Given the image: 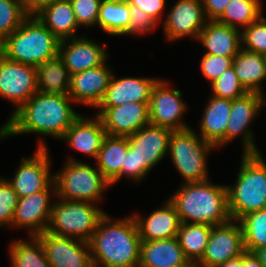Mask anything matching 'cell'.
Listing matches in <instances>:
<instances>
[{"instance_id": "cell-1", "label": "cell", "mask_w": 266, "mask_h": 267, "mask_svg": "<svg viewBox=\"0 0 266 267\" xmlns=\"http://www.w3.org/2000/svg\"><path fill=\"white\" fill-rule=\"evenodd\" d=\"M68 94L36 92L0 126V141L9 137L38 134L60 140L81 115Z\"/></svg>"}, {"instance_id": "cell-2", "label": "cell", "mask_w": 266, "mask_h": 267, "mask_svg": "<svg viewBox=\"0 0 266 267\" xmlns=\"http://www.w3.org/2000/svg\"><path fill=\"white\" fill-rule=\"evenodd\" d=\"M112 217L100 219L89 241L93 267H139L142 241L132 212Z\"/></svg>"}, {"instance_id": "cell-3", "label": "cell", "mask_w": 266, "mask_h": 267, "mask_svg": "<svg viewBox=\"0 0 266 267\" xmlns=\"http://www.w3.org/2000/svg\"><path fill=\"white\" fill-rule=\"evenodd\" d=\"M179 186L168 199L174 204L181 223L216 226L231 220L226 184L212 183L210 178Z\"/></svg>"}, {"instance_id": "cell-4", "label": "cell", "mask_w": 266, "mask_h": 267, "mask_svg": "<svg viewBox=\"0 0 266 267\" xmlns=\"http://www.w3.org/2000/svg\"><path fill=\"white\" fill-rule=\"evenodd\" d=\"M226 186L231 220L266 208V159L262 153H242L236 181Z\"/></svg>"}, {"instance_id": "cell-5", "label": "cell", "mask_w": 266, "mask_h": 267, "mask_svg": "<svg viewBox=\"0 0 266 267\" xmlns=\"http://www.w3.org/2000/svg\"><path fill=\"white\" fill-rule=\"evenodd\" d=\"M59 43L60 40L36 16H28L0 43V53L11 61L36 68L58 55Z\"/></svg>"}, {"instance_id": "cell-6", "label": "cell", "mask_w": 266, "mask_h": 267, "mask_svg": "<svg viewBox=\"0 0 266 267\" xmlns=\"http://www.w3.org/2000/svg\"><path fill=\"white\" fill-rule=\"evenodd\" d=\"M57 173H54L56 197L64 200L103 202L105 191L112 188L100 170L90 163L68 157Z\"/></svg>"}, {"instance_id": "cell-7", "label": "cell", "mask_w": 266, "mask_h": 267, "mask_svg": "<svg viewBox=\"0 0 266 267\" xmlns=\"http://www.w3.org/2000/svg\"><path fill=\"white\" fill-rule=\"evenodd\" d=\"M215 150L216 148L205 142L192 127L172 131L167 156L170 155L172 164L181 175L180 184L210 179L207 156Z\"/></svg>"}, {"instance_id": "cell-8", "label": "cell", "mask_w": 266, "mask_h": 267, "mask_svg": "<svg viewBox=\"0 0 266 267\" xmlns=\"http://www.w3.org/2000/svg\"><path fill=\"white\" fill-rule=\"evenodd\" d=\"M47 232L89 242L100 219L107 213L98 204L55 197Z\"/></svg>"}, {"instance_id": "cell-9", "label": "cell", "mask_w": 266, "mask_h": 267, "mask_svg": "<svg viewBox=\"0 0 266 267\" xmlns=\"http://www.w3.org/2000/svg\"><path fill=\"white\" fill-rule=\"evenodd\" d=\"M37 148L31 157H22L14 176L5 177L18 197L29 196L47 189L54 182L51 171L52 158L45 138L38 137Z\"/></svg>"}, {"instance_id": "cell-10", "label": "cell", "mask_w": 266, "mask_h": 267, "mask_svg": "<svg viewBox=\"0 0 266 267\" xmlns=\"http://www.w3.org/2000/svg\"><path fill=\"white\" fill-rule=\"evenodd\" d=\"M170 84L165 78H159L152 88L149 100V123L181 131L192 126L188 125L184 115L187 113V103L182 98V91Z\"/></svg>"}, {"instance_id": "cell-11", "label": "cell", "mask_w": 266, "mask_h": 267, "mask_svg": "<svg viewBox=\"0 0 266 267\" xmlns=\"http://www.w3.org/2000/svg\"><path fill=\"white\" fill-rule=\"evenodd\" d=\"M261 112L260 93L248 92L240 98L231 100V112L225 131V147L240 137L243 154L261 153L255 134L251 130L252 123L260 117Z\"/></svg>"}, {"instance_id": "cell-12", "label": "cell", "mask_w": 266, "mask_h": 267, "mask_svg": "<svg viewBox=\"0 0 266 267\" xmlns=\"http://www.w3.org/2000/svg\"><path fill=\"white\" fill-rule=\"evenodd\" d=\"M36 79L35 67L11 61L0 53V97L15 106L8 118L38 92Z\"/></svg>"}, {"instance_id": "cell-13", "label": "cell", "mask_w": 266, "mask_h": 267, "mask_svg": "<svg viewBox=\"0 0 266 267\" xmlns=\"http://www.w3.org/2000/svg\"><path fill=\"white\" fill-rule=\"evenodd\" d=\"M162 18L165 41L174 43L183 38L198 40L206 22L202 0H177Z\"/></svg>"}, {"instance_id": "cell-14", "label": "cell", "mask_w": 266, "mask_h": 267, "mask_svg": "<svg viewBox=\"0 0 266 267\" xmlns=\"http://www.w3.org/2000/svg\"><path fill=\"white\" fill-rule=\"evenodd\" d=\"M56 197V186L53 182L47 189L20 197L16 205L13 229H25L28 236H38L46 231L50 219L52 200Z\"/></svg>"}, {"instance_id": "cell-15", "label": "cell", "mask_w": 266, "mask_h": 267, "mask_svg": "<svg viewBox=\"0 0 266 267\" xmlns=\"http://www.w3.org/2000/svg\"><path fill=\"white\" fill-rule=\"evenodd\" d=\"M245 252L243 232L239 221L230 220L213 226L208 244L197 267H217Z\"/></svg>"}, {"instance_id": "cell-16", "label": "cell", "mask_w": 266, "mask_h": 267, "mask_svg": "<svg viewBox=\"0 0 266 267\" xmlns=\"http://www.w3.org/2000/svg\"><path fill=\"white\" fill-rule=\"evenodd\" d=\"M172 130L147 124L128 136L129 146L134 150L136 168H143L148 174L166 158Z\"/></svg>"}, {"instance_id": "cell-17", "label": "cell", "mask_w": 266, "mask_h": 267, "mask_svg": "<svg viewBox=\"0 0 266 267\" xmlns=\"http://www.w3.org/2000/svg\"><path fill=\"white\" fill-rule=\"evenodd\" d=\"M106 43L82 35L60 41L58 55L70 74L95 68L109 61Z\"/></svg>"}, {"instance_id": "cell-18", "label": "cell", "mask_w": 266, "mask_h": 267, "mask_svg": "<svg viewBox=\"0 0 266 267\" xmlns=\"http://www.w3.org/2000/svg\"><path fill=\"white\" fill-rule=\"evenodd\" d=\"M149 102H128L113 107H96L106 135L128 137L149 124Z\"/></svg>"}, {"instance_id": "cell-19", "label": "cell", "mask_w": 266, "mask_h": 267, "mask_svg": "<svg viewBox=\"0 0 266 267\" xmlns=\"http://www.w3.org/2000/svg\"><path fill=\"white\" fill-rule=\"evenodd\" d=\"M37 237L52 267H93L89 242L47 231Z\"/></svg>"}, {"instance_id": "cell-20", "label": "cell", "mask_w": 266, "mask_h": 267, "mask_svg": "<svg viewBox=\"0 0 266 267\" xmlns=\"http://www.w3.org/2000/svg\"><path fill=\"white\" fill-rule=\"evenodd\" d=\"M113 71L107 61L101 66L72 74L68 95L75 104L95 109L105 95Z\"/></svg>"}, {"instance_id": "cell-21", "label": "cell", "mask_w": 266, "mask_h": 267, "mask_svg": "<svg viewBox=\"0 0 266 267\" xmlns=\"http://www.w3.org/2000/svg\"><path fill=\"white\" fill-rule=\"evenodd\" d=\"M106 136L100 117H86L81 114L67 129L60 141L66 143L70 150L79 152L96 160L104 137Z\"/></svg>"}, {"instance_id": "cell-22", "label": "cell", "mask_w": 266, "mask_h": 267, "mask_svg": "<svg viewBox=\"0 0 266 267\" xmlns=\"http://www.w3.org/2000/svg\"><path fill=\"white\" fill-rule=\"evenodd\" d=\"M159 77H116L113 73L109 86L97 107H113L128 102H149L152 88Z\"/></svg>"}, {"instance_id": "cell-23", "label": "cell", "mask_w": 266, "mask_h": 267, "mask_svg": "<svg viewBox=\"0 0 266 267\" xmlns=\"http://www.w3.org/2000/svg\"><path fill=\"white\" fill-rule=\"evenodd\" d=\"M133 217L137 223L141 241H156L177 237L181 221L174 204L166 198L162 206L146 215L135 211Z\"/></svg>"}, {"instance_id": "cell-24", "label": "cell", "mask_w": 266, "mask_h": 267, "mask_svg": "<svg viewBox=\"0 0 266 267\" xmlns=\"http://www.w3.org/2000/svg\"><path fill=\"white\" fill-rule=\"evenodd\" d=\"M199 122L198 135L216 149L225 148V131L231 112V100L209 95Z\"/></svg>"}, {"instance_id": "cell-25", "label": "cell", "mask_w": 266, "mask_h": 267, "mask_svg": "<svg viewBox=\"0 0 266 267\" xmlns=\"http://www.w3.org/2000/svg\"><path fill=\"white\" fill-rule=\"evenodd\" d=\"M197 41L205 54L234 58L241 49V31L217 20H208Z\"/></svg>"}, {"instance_id": "cell-26", "label": "cell", "mask_w": 266, "mask_h": 267, "mask_svg": "<svg viewBox=\"0 0 266 267\" xmlns=\"http://www.w3.org/2000/svg\"><path fill=\"white\" fill-rule=\"evenodd\" d=\"M177 237L156 241H142L139 267H188Z\"/></svg>"}, {"instance_id": "cell-27", "label": "cell", "mask_w": 266, "mask_h": 267, "mask_svg": "<svg viewBox=\"0 0 266 267\" xmlns=\"http://www.w3.org/2000/svg\"><path fill=\"white\" fill-rule=\"evenodd\" d=\"M60 41L78 37L80 31L70 0H57L35 15Z\"/></svg>"}, {"instance_id": "cell-28", "label": "cell", "mask_w": 266, "mask_h": 267, "mask_svg": "<svg viewBox=\"0 0 266 267\" xmlns=\"http://www.w3.org/2000/svg\"><path fill=\"white\" fill-rule=\"evenodd\" d=\"M128 147V137L106 135L103 139L95 164L112 187L121 181L122 164Z\"/></svg>"}, {"instance_id": "cell-29", "label": "cell", "mask_w": 266, "mask_h": 267, "mask_svg": "<svg viewBox=\"0 0 266 267\" xmlns=\"http://www.w3.org/2000/svg\"><path fill=\"white\" fill-rule=\"evenodd\" d=\"M236 75L248 92L261 93L266 80V60L264 55L243 48L233 59Z\"/></svg>"}, {"instance_id": "cell-30", "label": "cell", "mask_w": 266, "mask_h": 267, "mask_svg": "<svg viewBox=\"0 0 266 267\" xmlns=\"http://www.w3.org/2000/svg\"><path fill=\"white\" fill-rule=\"evenodd\" d=\"M36 78L38 92L68 94L71 74L59 55L37 66Z\"/></svg>"}, {"instance_id": "cell-31", "label": "cell", "mask_w": 266, "mask_h": 267, "mask_svg": "<svg viewBox=\"0 0 266 267\" xmlns=\"http://www.w3.org/2000/svg\"><path fill=\"white\" fill-rule=\"evenodd\" d=\"M130 17L127 1L102 0L97 27L108 36H128Z\"/></svg>"}, {"instance_id": "cell-32", "label": "cell", "mask_w": 266, "mask_h": 267, "mask_svg": "<svg viewBox=\"0 0 266 267\" xmlns=\"http://www.w3.org/2000/svg\"><path fill=\"white\" fill-rule=\"evenodd\" d=\"M7 249L10 267H52L37 236L14 238Z\"/></svg>"}, {"instance_id": "cell-33", "label": "cell", "mask_w": 266, "mask_h": 267, "mask_svg": "<svg viewBox=\"0 0 266 267\" xmlns=\"http://www.w3.org/2000/svg\"><path fill=\"white\" fill-rule=\"evenodd\" d=\"M213 226L199 223H181L177 238L185 257L196 264L203 256Z\"/></svg>"}, {"instance_id": "cell-34", "label": "cell", "mask_w": 266, "mask_h": 267, "mask_svg": "<svg viewBox=\"0 0 266 267\" xmlns=\"http://www.w3.org/2000/svg\"><path fill=\"white\" fill-rule=\"evenodd\" d=\"M262 1L231 0L217 21L241 31L263 14Z\"/></svg>"}, {"instance_id": "cell-35", "label": "cell", "mask_w": 266, "mask_h": 267, "mask_svg": "<svg viewBox=\"0 0 266 267\" xmlns=\"http://www.w3.org/2000/svg\"><path fill=\"white\" fill-rule=\"evenodd\" d=\"M247 252L266 247V208L250 212L239 220Z\"/></svg>"}, {"instance_id": "cell-36", "label": "cell", "mask_w": 266, "mask_h": 267, "mask_svg": "<svg viewBox=\"0 0 266 267\" xmlns=\"http://www.w3.org/2000/svg\"><path fill=\"white\" fill-rule=\"evenodd\" d=\"M28 17L21 0H0V43Z\"/></svg>"}, {"instance_id": "cell-37", "label": "cell", "mask_w": 266, "mask_h": 267, "mask_svg": "<svg viewBox=\"0 0 266 267\" xmlns=\"http://www.w3.org/2000/svg\"><path fill=\"white\" fill-rule=\"evenodd\" d=\"M211 94L217 98L234 100L248 93L240 83L233 66L228 68L210 85Z\"/></svg>"}, {"instance_id": "cell-38", "label": "cell", "mask_w": 266, "mask_h": 267, "mask_svg": "<svg viewBox=\"0 0 266 267\" xmlns=\"http://www.w3.org/2000/svg\"><path fill=\"white\" fill-rule=\"evenodd\" d=\"M241 48L266 55V17L261 15L248 27L241 30Z\"/></svg>"}, {"instance_id": "cell-39", "label": "cell", "mask_w": 266, "mask_h": 267, "mask_svg": "<svg viewBox=\"0 0 266 267\" xmlns=\"http://www.w3.org/2000/svg\"><path fill=\"white\" fill-rule=\"evenodd\" d=\"M19 197L5 177L0 175V228H12Z\"/></svg>"}, {"instance_id": "cell-40", "label": "cell", "mask_w": 266, "mask_h": 267, "mask_svg": "<svg viewBox=\"0 0 266 267\" xmlns=\"http://www.w3.org/2000/svg\"><path fill=\"white\" fill-rule=\"evenodd\" d=\"M80 29L96 28L102 0H70ZM96 26V27H95Z\"/></svg>"}, {"instance_id": "cell-41", "label": "cell", "mask_w": 266, "mask_h": 267, "mask_svg": "<svg viewBox=\"0 0 266 267\" xmlns=\"http://www.w3.org/2000/svg\"><path fill=\"white\" fill-rule=\"evenodd\" d=\"M233 59L226 56L203 54L200 59V70L209 85L233 65Z\"/></svg>"}, {"instance_id": "cell-42", "label": "cell", "mask_w": 266, "mask_h": 267, "mask_svg": "<svg viewBox=\"0 0 266 267\" xmlns=\"http://www.w3.org/2000/svg\"><path fill=\"white\" fill-rule=\"evenodd\" d=\"M130 7L129 35L142 36L153 32L158 25L146 12L134 5Z\"/></svg>"}, {"instance_id": "cell-43", "label": "cell", "mask_w": 266, "mask_h": 267, "mask_svg": "<svg viewBox=\"0 0 266 267\" xmlns=\"http://www.w3.org/2000/svg\"><path fill=\"white\" fill-rule=\"evenodd\" d=\"M125 178L133 183H141L148 177V173L143 168H136L134 150L129 146L125 155L124 164L121 169V179Z\"/></svg>"}, {"instance_id": "cell-44", "label": "cell", "mask_w": 266, "mask_h": 267, "mask_svg": "<svg viewBox=\"0 0 266 267\" xmlns=\"http://www.w3.org/2000/svg\"><path fill=\"white\" fill-rule=\"evenodd\" d=\"M127 3L146 12L159 25L163 14L166 15L168 0H127Z\"/></svg>"}, {"instance_id": "cell-45", "label": "cell", "mask_w": 266, "mask_h": 267, "mask_svg": "<svg viewBox=\"0 0 266 267\" xmlns=\"http://www.w3.org/2000/svg\"><path fill=\"white\" fill-rule=\"evenodd\" d=\"M231 0H202L204 14L207 20H217L225 11Z\"/></svg>"}, {"instance_id": "cell-46", "label": "cell", "mask_w": 266, "mask_h": 267, "mask_svg": "<svg viewBox=\"0 0 266 267\" xmlns=\"http://www.w3.org/2000/svg\"><path fill=\"white\" fill-rule=\"evenodd\" d=\"M28 16H35L43 8L57 0H21Z\"/></svg>"}, {"instance_id": "cell-47", "label": "cell", "mask_w": 266, "mask_h": 267, "mask_svg": "<svg viewBox=\"0 0 266 267\" xmlns=\"http://www.w3.org/2000/svg\"><path fill=\"white\" fill-rule=\"evenodd\" d=\"M242 267H263L253 252L245 251L242 254Z\"/></svg>"}, {"instance_id": "cell-48", "label": "cell", "mask_w": 266, "mask_h": 267, "mask_svg": "<svg viewBox=\"0 0 266 267\" xmlns=\"http://www.w3.org/2000/svg\"><path fill=\"white\" fill-rule=\"evenodd\" d=\"M217 267H242V255L232 258L225 263L219 264Z\"/></svg>"}, {"instance_id": "cell-49", "label": "cell", "mask_w": 266, "mask_h": 267, "mask_svg": "<svg viewBox=\"0 0 266 267\" xmlns=\"http://www.w3.org/2000/svg\"><path fill=\"white\" fill-rule=\"evenodd\" d=\"M254 255L258 258L261 265L266 267V247H262L253 251Z\"/></svg>"}, {"instance_id": "cell-50", "label": "cell", "mask_w": 266, "mask_h": 267, "mask_svg": "<svg viewBox=\"0 0 266 267\" xmlns=\"http://www.w3.org/2000/svg\"><path fill=\"white\" fill-rule=\"evenodd\" d=\"M260 96H261V107H262V111H263V109L266 108V92L263 90L260 93Z\"/></svg>"}, {"instance_id": "cell-51", "label": "cell", "mask_w": 266, "mask_h": 267, "mask_svg": "<svg viewBox=\"0 0 266 267\" xmlns=\"http://www.w3.org/2000/svg\"><path fill=\"white\" fill-rule=\"evenodd\" d=\"M188 267H197V266L191 263Z\"/></svg>"}]
</instances>
